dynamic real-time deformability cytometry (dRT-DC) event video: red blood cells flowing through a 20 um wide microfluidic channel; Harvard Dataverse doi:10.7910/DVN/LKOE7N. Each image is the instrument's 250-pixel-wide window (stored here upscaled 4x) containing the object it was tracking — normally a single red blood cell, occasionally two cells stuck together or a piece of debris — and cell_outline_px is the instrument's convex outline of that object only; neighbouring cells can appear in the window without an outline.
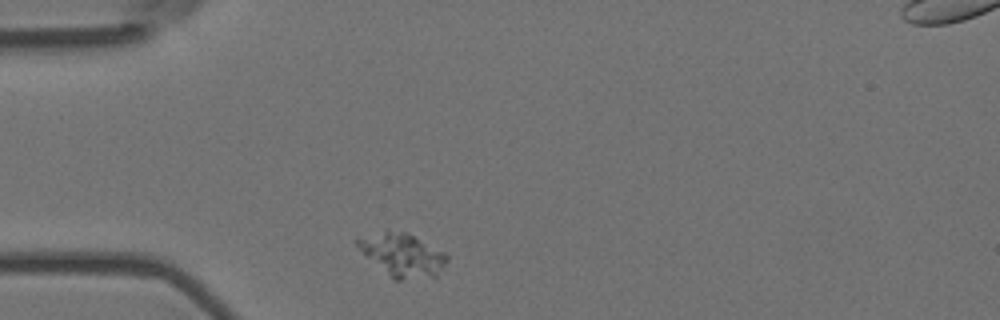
{"species": "Egyptian fruit bat (a non-hibernating species)", "species_latin": "Rousettus aegyptiacus", "temperature_condition": "room temperature", "stored_images_in_passage": 7, "camera_frame_rate_fps": 3000, "um_per_image_px": 0.085, "animal": {"sex": "female"}, "frame": {"image": 1, "passage_image": 1, "time_ms": 0.0, "image_size_px": [1000, 320], "cell_outline_px": [[448, 260], [436, 276], [400, 280], [392, 280], [352, 240], [356, 236], [388, 228], [404, 232], [448, 252]], "centroid_in_image_um": [34.18, 21.61], "position_along_channel_um": 50.8, "area_um2": 22.83}}
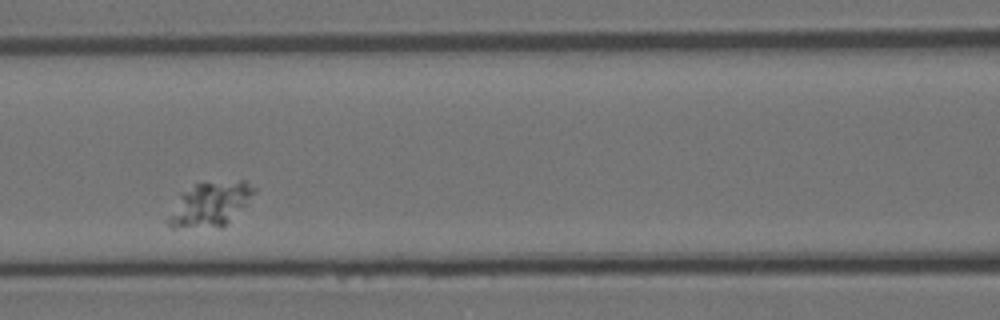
{"frame": {"image": 2, "passage_image": 4, "time_ms": 1.0, "image_size_px": [1000, 320], "cell_outline_px": [[256, 192], [220, 228], [172, 228], [164, 220], [180, 192], [196, 184], [240, 180], [244, 180], [256, 188]], "centroid_in_image_um": [17.76, 17.37], "position_along_channel_um": 148.8, "area_um2": 22.08}}
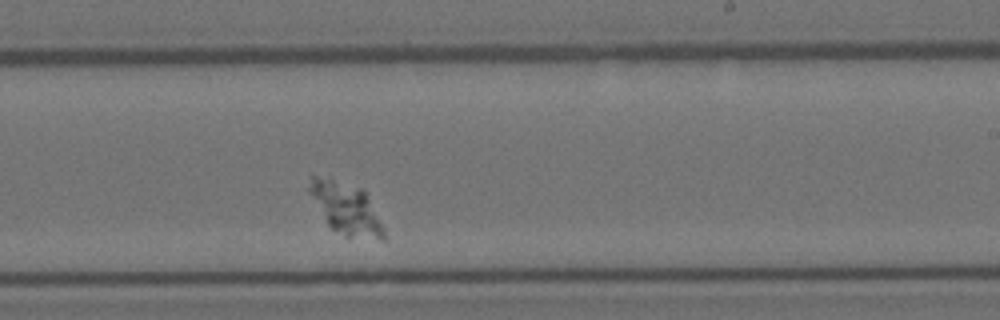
{"frame": {"image": 3, "passage_image": 7, "time_ms": 2.0, "image_size_px": [1000, 320], "cell_outline_px": [[388, 236], [384, 240], [380, 240], [344, 236], [332, 228], [328, 224], [308, 192], [308, 188], [312, 176], [316, 176], [332, 180], [360, 188], [364, 192], [384, 228]], "centroid_in_image_um": [29.43, 17.77], "position_along_channel_um": 259.6, "area_um2": 21.73}}